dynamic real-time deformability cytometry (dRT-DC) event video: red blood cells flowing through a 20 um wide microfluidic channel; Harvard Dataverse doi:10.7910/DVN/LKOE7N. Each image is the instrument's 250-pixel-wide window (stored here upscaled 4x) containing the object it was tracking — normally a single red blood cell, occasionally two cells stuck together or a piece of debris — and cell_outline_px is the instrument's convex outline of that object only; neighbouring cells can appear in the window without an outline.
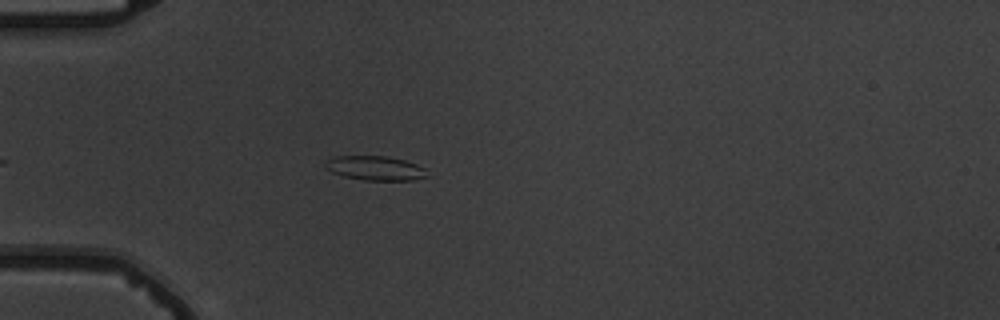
{"species": "common noctule bat (a hibernating species)", "species_latin": "Nyctalus noctula", "temperature_condition": "warm", "stored_images_in_passage": 5, "camera_frame_rate_fps": 3000, "um_per_image_px": 0.085, "animal": {"sex": "male", "body_mass_g": 19.5, "forearm_length_mm": 54.6}, "frame": {"image": 1, "passage_image": 5, "time_ms": 5.333, "image_size_px": [1000, 320], "cell_outline_px": [[428, 176], [412, 180], [364, 180], [344, 176], [332, 172], [324, 164], [328, 160], [336, 156], [384, 156], [404, 160], [416, 164], [424, 168]], "centroid_in_image_um": [31.91, 14.29], "position_along_channel_um": 53.1, "area_um2": 14.16}}